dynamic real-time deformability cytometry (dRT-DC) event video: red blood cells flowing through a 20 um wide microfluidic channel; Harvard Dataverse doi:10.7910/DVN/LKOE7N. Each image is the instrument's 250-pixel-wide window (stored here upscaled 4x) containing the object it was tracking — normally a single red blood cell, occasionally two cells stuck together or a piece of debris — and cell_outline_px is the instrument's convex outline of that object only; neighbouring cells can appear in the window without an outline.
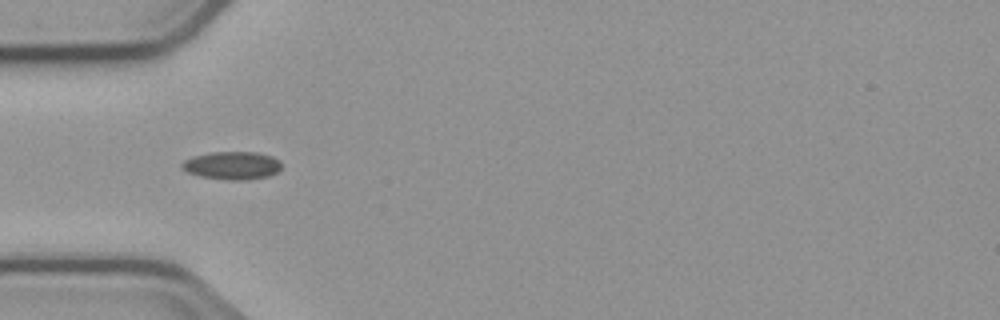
{"species": "common noctule bat (a hibernating species)", "species_latin": "Nyctalus noctula", "temperature_condition": "cold", "stored_images_in_passage": 2, "camera_frame_rate_fps": 3000, "um_per_image_px": 0.085, "animal": {"sex": "male", "body_mass_g": 23.1, "forearm_length_mm": 52.7}, "frame": {"image": 1, "passage_image": 2, "time_ms": 1.0, "image_size_px": [1000, 320], "cell_outline_px": [[280, 168], [276, 172], [268, 176], [248, 180], [228, 180], [200, 176], [188, 172], [180, 168], [180, 164], [184, 160], [192, 156], [212, 152], [256, 152], [272, 156], [280, 160]], "centroid_in_image_um": [19.7, 14.06], "position_along_channel_um": 65.3, "area_um2": 16.3}}